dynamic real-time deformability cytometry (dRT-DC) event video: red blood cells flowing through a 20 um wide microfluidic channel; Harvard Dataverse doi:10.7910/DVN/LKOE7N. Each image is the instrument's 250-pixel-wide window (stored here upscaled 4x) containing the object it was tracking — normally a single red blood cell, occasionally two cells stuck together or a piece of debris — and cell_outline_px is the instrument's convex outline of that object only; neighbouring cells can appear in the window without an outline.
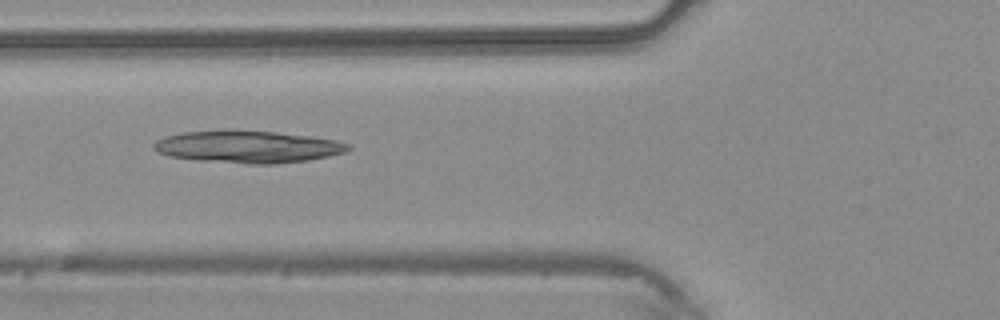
{"species": "common noctule bat (a hibernating species)", "species_latin": "Nyctalus noctula", "temperature_condition": "warm", "stored_images_in_passage": 5, "camera_frame_rate_fps": 3000, "um_per_image_px": 0.085, "animal": {"sex": "male", "body_mass_g": 20.4}, "frame": {"image": 1, "passage_image": 5, "time_ms": 1.333, "image_size_px": [1000, 320], "cell_outline_px": [[352, 148], [348, 152], [308, 160], [272, 164], [244, 164], [200, 160], [168, 156], [156, 152], [152, 148], [152, 144], [156, 140], [168, 136], [184, 132], [276, 132], [308, 136], [336, 140], [352, 144]], "centroid_in_image_um": [21.12, 12.51], "position_along_channel_um": 104.7, "area_um2": 35.84}}